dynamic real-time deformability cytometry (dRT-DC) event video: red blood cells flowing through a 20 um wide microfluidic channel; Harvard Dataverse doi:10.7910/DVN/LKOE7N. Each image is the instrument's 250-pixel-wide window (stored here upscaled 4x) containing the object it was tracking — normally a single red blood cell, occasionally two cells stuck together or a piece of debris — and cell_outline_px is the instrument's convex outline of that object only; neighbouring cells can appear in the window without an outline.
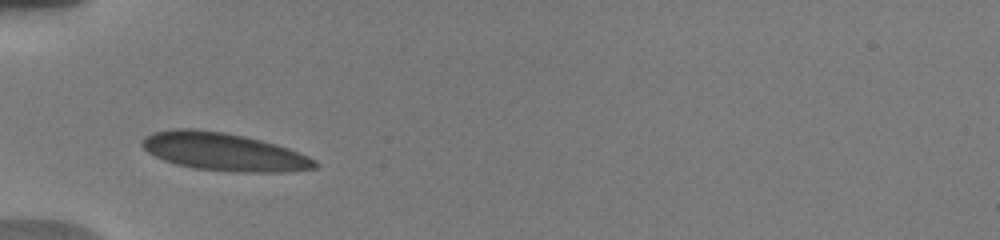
{"species": "human", "species_latin": "Homo sapiens", "temperature_condition": "warm", "stored_images_in_passage": 24, "camera_frame_rate_fps": 3000, "um_per_image_px": 0.085, "donor": {"sex": "male"}, "frame": {"image": 1, "passage_image": 1, "time_ms": 0.0, "image_size_px": [1000, 240], "cell_outline_px": [[320, 164], [316, 168], [288, 172], [240, 172], [196, 168], [176, 164], [164, 160], [148, 152], [140, 144], [140, 140], [144, 136], [152, 132], [172, 128], [196, 128], [224, 132], [244, 136], [276, 144], [288, 148], [308, 156], [316, 160]], "centroid_in_image_um": [19.01, 12.89], "position_along_channel_um": 66.0, "area_um2": 38.32}}
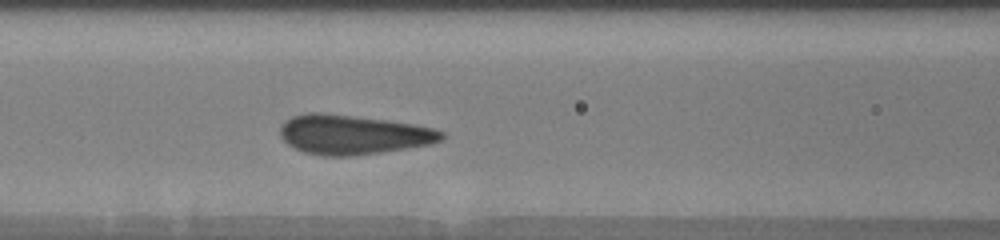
{"frame": {"image": 2, "passage_image": 14, "time_ms": 2.0, "image_size_px": [1000, 240], "cell_outline_px": [[444, 136], [440, 140], [432, 144], [408, 148], [352, 156], [324, 156], [304, 152], [288, 144], [280, 136], [280, 124], [284, 120], [292, 116], [308, 112], [324, 112], [388, 120], [412, 124], [432, 128], [444, 132]], "centroid_in_image_um": [29.97, 11.43], "position_along_channel_um": 136.6, "area_um2": 37.28}}
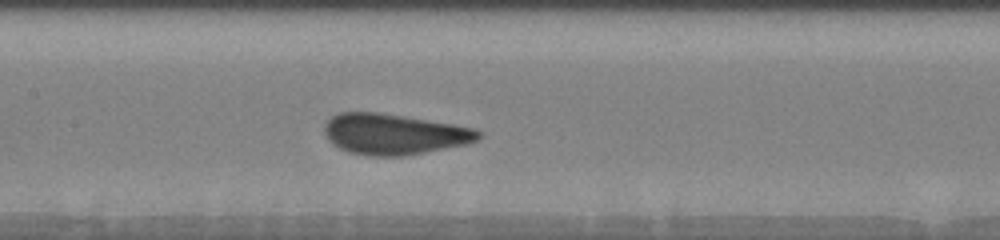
{"frame": {"image": 3, "passage_image": 20, "time_ms": 3.0, "image_size_px": [1000, 240], "cell_outline_px": [[484, 136], [480, 140], [468, 144], [424, 152], [400, 156], [372, 156], [348, 152], [332, 144], [328, 140], [324, 132], [324, 124], [332, 116], [340, 112], [380, 112], [476, 128]], "centroid_in_image_um": [33.5, 11.4], "position_along_channel_um": 173.9, "area_um2": 36.7}}